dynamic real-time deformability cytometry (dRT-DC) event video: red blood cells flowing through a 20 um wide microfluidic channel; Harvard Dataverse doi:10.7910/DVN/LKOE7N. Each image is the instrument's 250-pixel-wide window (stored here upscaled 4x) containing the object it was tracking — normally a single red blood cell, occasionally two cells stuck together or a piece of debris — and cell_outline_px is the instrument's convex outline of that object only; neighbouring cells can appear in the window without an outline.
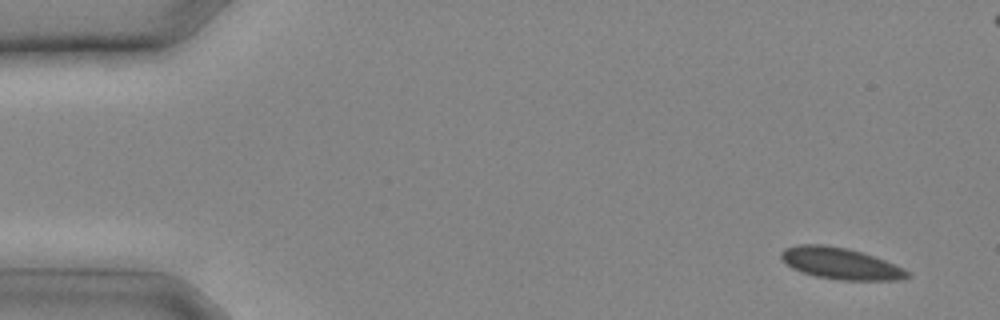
{"species": "common noctule bat (a hibernating species)", "species_latin": "Nyctalus noctula", "temperature_condition": "cold", "stored_images_in_passage": 18, "camera_frame_rate_fps": 3000, "um_per_image_px": 0.085, "animal": {"sex": "male", "body_mass_g": 20.4}, "frame": {"image": 1, "passage_image": 2, "time_ms": 0.333, "image_size_px": [1000, 320], "cell_outline_px": [[912, 276], [900, 280], [840, 280], [816, 276], [792, 268], [780, 256], [780, 252], [784, 248], [796, 244], [824, 244], [848, 248], [884, 260], [904, 268]], "centroid_in_image_um": [71.44, 22.39], "position_along_channel_um": 13.6, "area_um2": 23.06}}
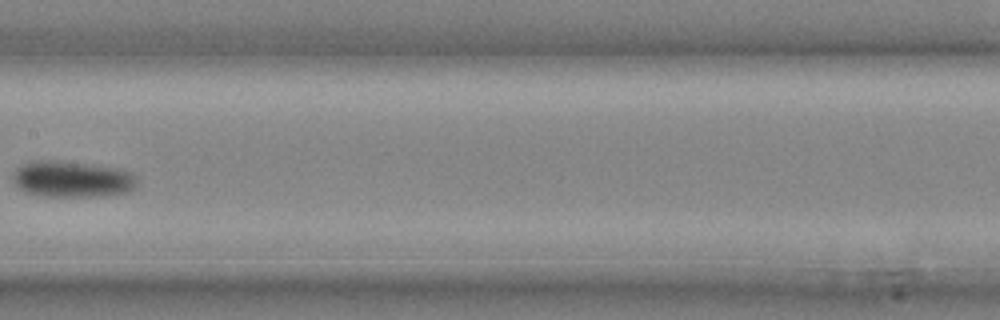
{"frame": {"image": 2, "passage_image": 14, "time_ms": 4.333, "image_size_px": [1000, 320], "cell_outline_px": [[136, 188], [128, 192], [104, 196], [40, 196], [28, 192], [20, 188], [12, 180], [12, 172], [16, 168], [32, 160], [52, 160], [120, 168], [132, 172], [136, 176]], "centroid_in_image_um": [6.15, 15.22], "position_along_channel_um": 201.3, "area_um2": 26.36}}
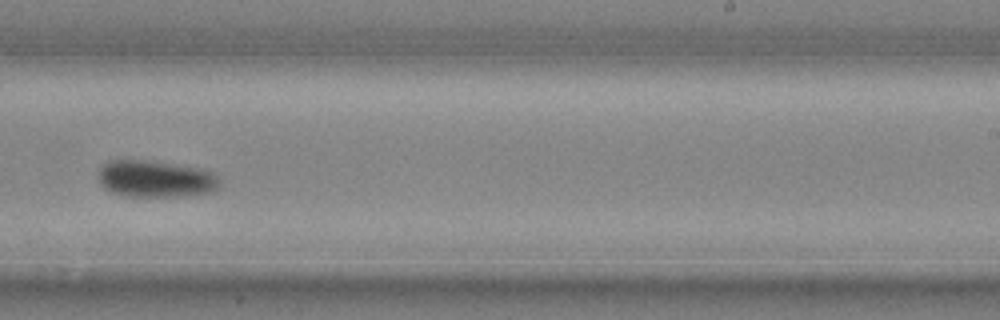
{"frame": {"image": 3, "passage_image": 17, "time_ms": 5.333, "image_size_px": [1000, 320], "cell_outline_px": [[220, 188], [208, 192], [180, 196], [128, 196], [112, 192], [104, 188], [100, 184], [100, 164], [108, 160], [148, 160], [204, 168], [212, 172], [220, 180]], "centroid_in_image_um": [13.23, 15.18], "position_along_channel_um": 275.8, "area_um2": 26.18}}